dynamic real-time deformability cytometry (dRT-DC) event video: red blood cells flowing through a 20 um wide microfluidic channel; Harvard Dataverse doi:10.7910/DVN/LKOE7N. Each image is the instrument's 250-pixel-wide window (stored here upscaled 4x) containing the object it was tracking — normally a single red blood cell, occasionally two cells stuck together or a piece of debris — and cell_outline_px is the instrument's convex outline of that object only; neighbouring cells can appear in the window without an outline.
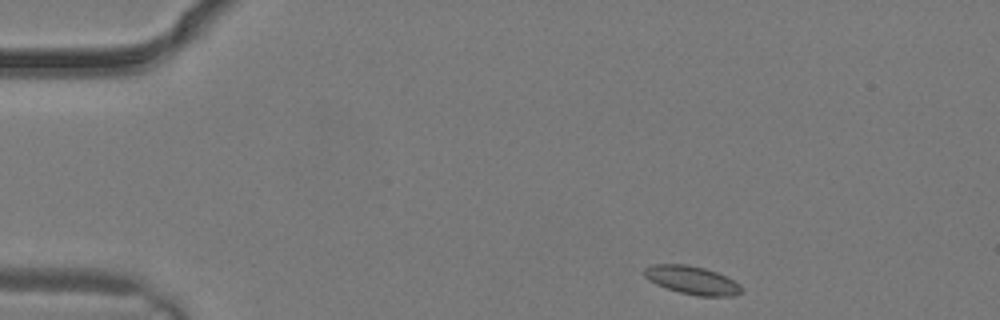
{"species": "common noctule bat (a hibernating species)", "species_latin": "Nyctalus noctula", "temperature_condition": "warm", "stored_images_in_passage": 2, "camera_frame_rate_fps": 3000, "um_per_image_px": 0.085, "animal": {"sex": "male", "body_mass_g": 19.2, "forearm_length_mm": 51.8}, "frame": {"image": 1, "passage_image": 2, "time_ms": 0.333, "image_size_px": [1000, 320], "cell_outline_px": [[744, 288], [736, 296], [696, 296], [680, 292], [656, 284], [648, 280], [644, 276], [644, 268], [652, 264], [684, 264], [704, 268], [716, 272], [740, 284]], "centroid_in_image_um": [58.82, 23.82], "position_along_channel_um": 26.2, "area_um2": 15.95}}